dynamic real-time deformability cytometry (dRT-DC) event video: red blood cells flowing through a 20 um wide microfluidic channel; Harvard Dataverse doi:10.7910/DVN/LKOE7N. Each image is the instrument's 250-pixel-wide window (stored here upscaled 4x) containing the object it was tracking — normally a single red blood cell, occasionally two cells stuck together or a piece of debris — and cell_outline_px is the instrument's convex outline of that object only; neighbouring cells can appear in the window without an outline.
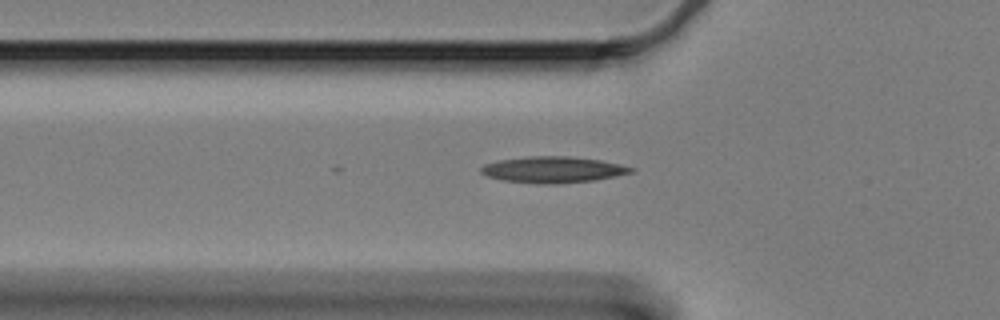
{"species": "Egyptian fruit bat (a non-hibernating species)", "species_latin": "Rousettus aegyptiacus", "temperature_condition": "cold", "stored_images_in_passage": 11, "camera_frame_rate_fps": 3000, "um_per_image_px": 0.085, "animal": {"sex": "female"}, "frame": {"image": 1, "passage_image": 6, "time_ms": 1.667, "image_size_px": [1000, 320], "cell_outline_px": [[636, 172], [596, 180], [556, 184], [536, 184], [504, 180], [488, 176], [480, 172], [480, 168], [484, 164], [500, 160], [528, 156], [568, 156], [600, 160], [620, 164], [636, 168]], "centroid_in_image_um": [47.05, 14.42], "position_along_channel_um": 78.8, "area_um2": 23.06}}